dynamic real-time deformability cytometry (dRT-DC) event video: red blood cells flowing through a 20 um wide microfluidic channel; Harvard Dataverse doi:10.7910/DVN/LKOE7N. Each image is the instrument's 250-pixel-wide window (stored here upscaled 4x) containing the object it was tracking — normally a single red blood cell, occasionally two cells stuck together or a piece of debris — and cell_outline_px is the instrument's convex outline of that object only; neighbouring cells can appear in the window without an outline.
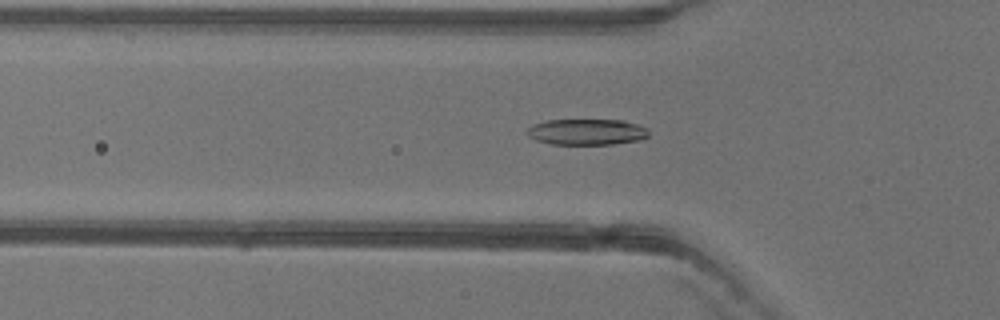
{"species": "common noctule bat (a hibernating species)", "species_latin": "Nyctalus noctula", "temperature_condition": "warm", "stored_images_in_passage": 51, "camera_frame_rate_fps": 3000, "um_per_image_px": 0.085, "animal": {"sex": "female"}, "frame": {"image": 1, "passage_image": 16, "time_ms": 5.0, "image_size_px": [1000, 320], "cell_outline_px": [[648, 136], [640, 140], [612, 144], [552, 144], [536, 140], [528, 136], [524, 132], [532, 124], [548, 120], [620, 120], [636, 124], [648, 128]], "centroid_in_image_um": [49.84, 11.21], "position_along_channel_um": 76.0, "area_um2": 18.44}}
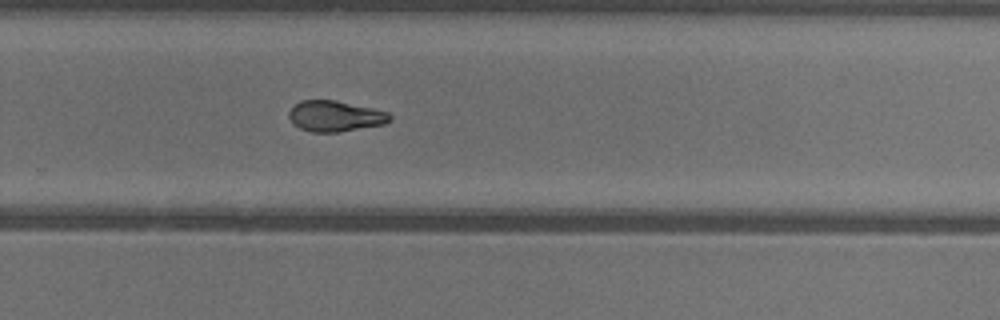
{"frame": {"image": 2, "passage_image": 33, "time_ms": 10.667, "image_size_px": [1000, 320], "cell_outline_px": [[392, 120], [384, 124], [340, 132], [312, 132], [300, 128], [288, 116], [288, 112], [300, 100], [336, 100], [372, 108], [388, 112], [392, 116]], "centroid_in_image_um": [28.52, 9.87], "position_along_channel_um": 301.3, "area_um2": 18.03}}
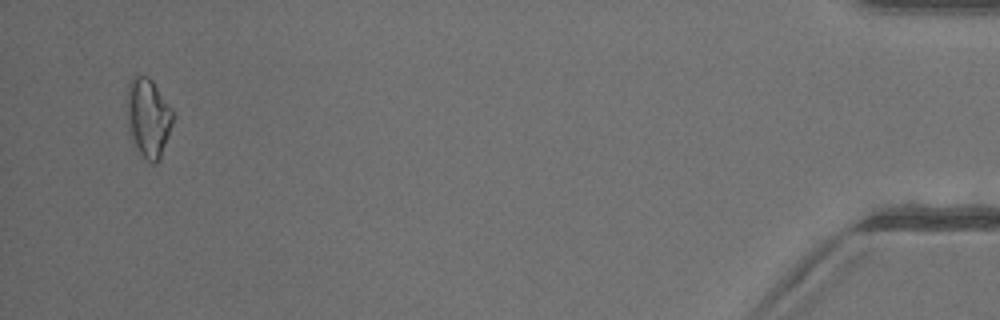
{"frame": {"image": 3, "passage_image": 49, "time_ms": 16.0, "image_size_px": [1000, 320], "cell_outline_px": [[176, 116], [160, 160], [156, 164], [152, 164], [132, 144], [128, 132], [124, 104], [128, 84], [132, 76], [136, 72], [148, 76], [152, 80], [172, 108]], "centroid_in_image_um": [12.57, 9.96], "position_along_channel_um": 422.6, "area_um2": 22.37}, "authors_computed_cell_mechanics": {"area_um2": 18.9584, "velocity_mm_per_s": 3.9706, "shape_relaxation_time_tau1_ms": null, "shape_relaxation_time_tau2_ms": 3.9103, "deformation_change_tau1": null, "deformation_change_tau2": 0.106}}